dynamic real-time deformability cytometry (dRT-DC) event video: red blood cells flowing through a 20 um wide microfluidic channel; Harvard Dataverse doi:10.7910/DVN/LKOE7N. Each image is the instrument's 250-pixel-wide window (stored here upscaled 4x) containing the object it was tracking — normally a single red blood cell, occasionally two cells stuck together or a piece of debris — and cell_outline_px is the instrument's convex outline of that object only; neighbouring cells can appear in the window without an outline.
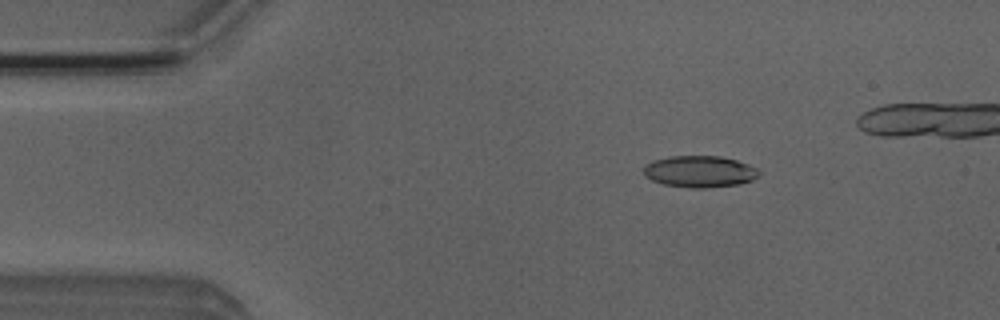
{"species": "Egyptian fruit bat (a non-hibernating species)", "species_latin": "Rousettus aegyptiacus", "temperature_condition": "room temperature", "stored_images_in_passage": 45, "camera_frame_rate_fps": 3000, "um_per_image_px": 0.085, "animal": {"sex": "male"}, "frame": {"image": 1, "passage_image": 8, "time_ms": 2.333, "image_size_px": [1000, 320], "cell_outline_px": [[760, 172], [752, 180], [740, 184], [708, 188], [688, 188], [664, 184], [652, 180], [644, 176], [644, 168], [652, 160], [668, 156], [720, 156], [736, 160], [748, 164], [756, 168]], "centroid_in_image_um": [59.46, 14.58], "position_along_channel_um": 25.5, "area_um2": 21.27}}
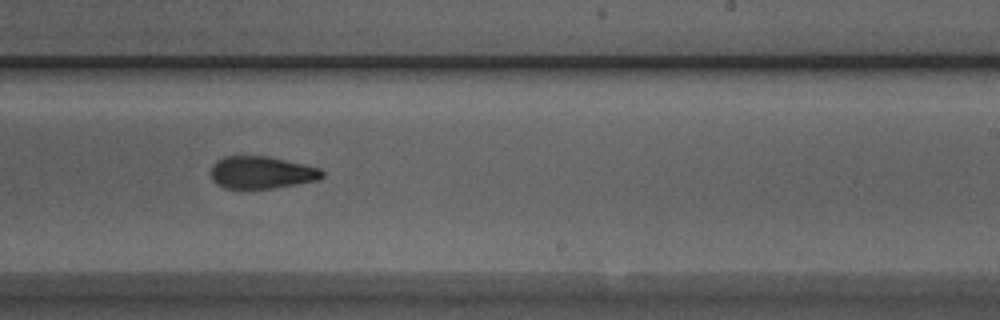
{"frame": {"image": 2, "passage_image": 31, "time_ms": 10.0, "image_size_px": [1000, 320], "cell_outline_px": [[324, 176], [320, 180], [272, 188], [224, 188], [216, 184], [212, 180], [212, 164], [216, 160], [224, 156], [268, 156], [320, 168], [324, 172]], "centroid_in_image_um": [22.23, 14.66], "position_along_channel_um": 266.8, "area_um2": 20.98}}
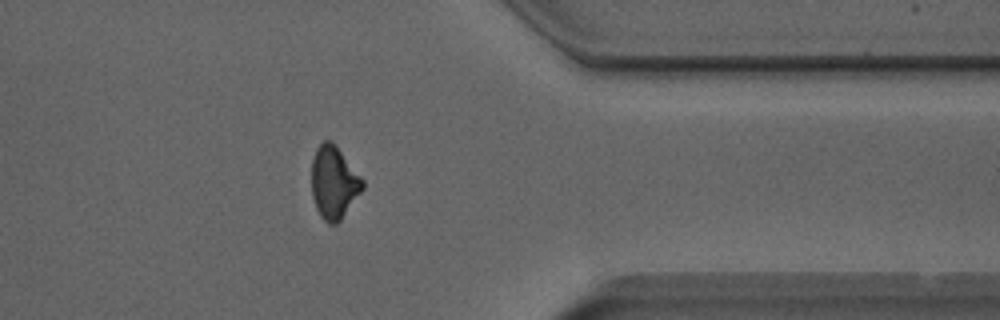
{"frame": {"image": 3, "passage_image": 41, "time_ms": 13.333, "image_size_px": [1000, 320], "cell_outline_px": [[364, 188], [340, 220], [336, 224], [328, 224], [320, 216], [316, 208], [312, 196], [312, 160], [316, 148], [324, 140], [332, 140], [364, 180]], "centroid_in_image_um": [28.37, 15.5], "position_along_channel_um": 383.0, "area_um2": 21.56}}